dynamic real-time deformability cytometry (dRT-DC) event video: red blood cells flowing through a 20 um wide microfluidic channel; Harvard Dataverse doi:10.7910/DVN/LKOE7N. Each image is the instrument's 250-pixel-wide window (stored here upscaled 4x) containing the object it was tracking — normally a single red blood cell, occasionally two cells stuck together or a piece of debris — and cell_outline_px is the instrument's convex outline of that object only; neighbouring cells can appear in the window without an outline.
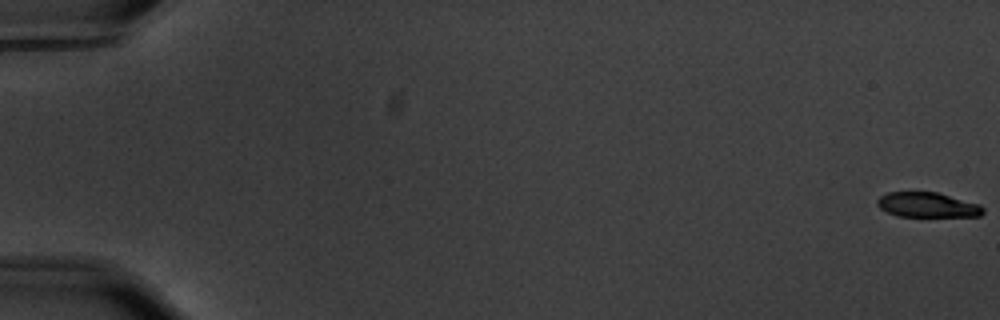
{"species": "common noctule bat (a hibernating species)", "species_latin": "Nyctalus noctula", "temperature_condition": "warm", "stored_images_in_passage": 59, "camera_frame_rate_fps": 3000, "um_per_image_px": 0.085, "animal": {"sex": "male", "body_mass_g": 20.1, "forearm_length_mm": 53.5}, "frame": {"image": 1, "passage_image": 1, "time_ms": 0.0, "image_size_px": [1000, 320], "cell_outline_px": [[984, 212], [980, 216], [896, 216], [880, 208], [876, 204], [876, 200], [880, 196], [888, 192], [936, 192], [980, 204], [984, 208]], "centroid_in_image_um": [78.82, 17.41], "position_along_channel_um": 6.2, "area_um2": 15.32}}
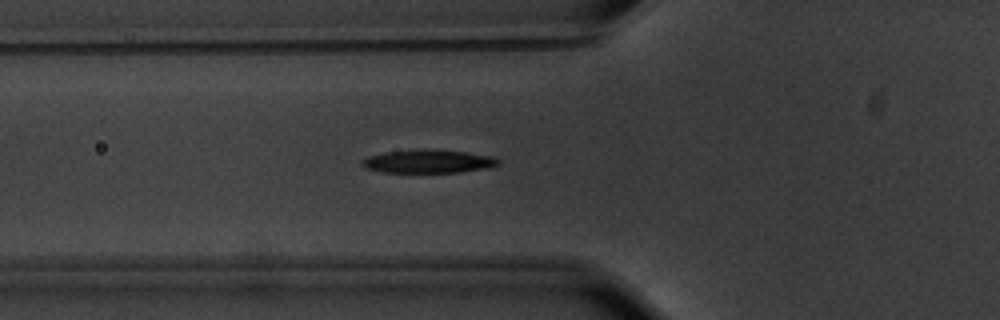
{"frame": {"image": 2, "passage_image": 23, "time_ms": 7.333, "image_size_px": [1000, 320], "cell_outline_px": [[500, 164], [484, 168], [460, 172], [384, 172], [364, 168], [360, 164], [360, 160], [368, 156], [384, 152], [416, 148], [424, 148], [464, 152], [496, 156], [500, 160]], "centroid_in_image_um": [36.36, 13.7], "position_along_channel_um": 89.4, "area_um2": 18.79}}
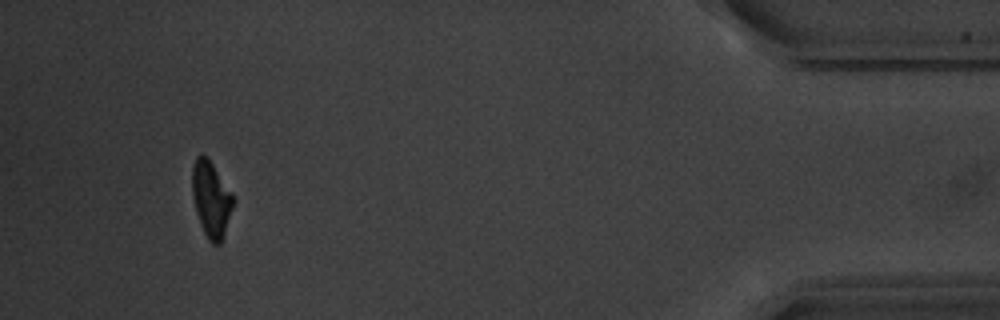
{"frame": {"image": 3, "passage_image": 56, "time_ms": 18.333, "image_size_px": [1000, 320], "cell_outline_px": [[232, 208], [220, 244], [212, 244], [208, 240], [200, 224], [196, 212], [192, 196], [192, 168], [196, 156], [208, 156], [232, 196]], "centroid_in_image_um": [17.9, 16.93], "position_along_channel_um": 417.3, "area_um2": 17.57}, "authors_computed_cell_mechanics": {"area_um2": 18.6694, "velocity_mm_per_s": 3.5348, "shape_relaxation_time_tau1_ms": 2.6895, "shape_relaxation_time_tau2_ms": 11.3007, "deformation_change_tau1": 0.1571, "deformation_change_tau2": 0.1415}}